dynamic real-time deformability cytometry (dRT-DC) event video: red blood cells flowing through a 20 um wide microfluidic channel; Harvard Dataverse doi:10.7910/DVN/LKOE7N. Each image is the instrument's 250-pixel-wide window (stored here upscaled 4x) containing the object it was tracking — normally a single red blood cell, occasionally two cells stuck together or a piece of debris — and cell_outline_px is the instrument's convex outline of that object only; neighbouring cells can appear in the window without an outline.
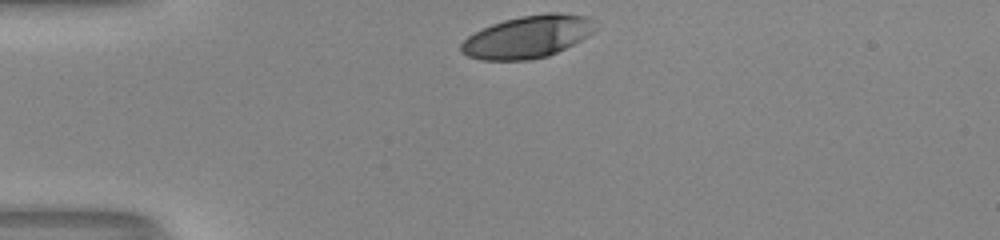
{"species": "human", "species_latin": "Homo sapiens", "temperature_condition": "room temperature", "stored_images_in_passage": 30, "camera_frame_rate_fps": 3000, "um_per_image_px": 0.085, "donor": {"sex": "male"}, "frame": {"image": 1, "passage_image": 1, "time_ms": 0.0, "image_size_px": [1000, 240], "cell_outline_px": [[592, 32], [580, 40], [548, 56], [528, 60], [480, 60], [468, 56], [460, 52], [460, 44], [468, 36], [492, 24], [504, 20], [520, 16], [548, 12], [556, 12], [588, 16]], "centroid_in_image_um": [44.77, 3.13], "position_along_channel_um": 40.2, "area_um2": 32.6}}
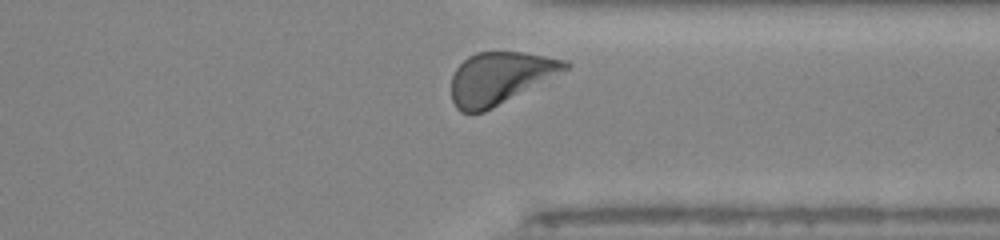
{"frame": {"image": 2, "passage_image": 29, "time_ms": 9.333, "image_size_px": [1000, 240], "cell_outline_px": [[572, 64], [568, 68], [492, 108], [484, 112], [460, 112], [456, 108], [452, 100], [452, 76], [456, 68], [468, 56], [476, 52], [524, 52], [568, 60]], "centroid_in_image_um": [42.47, 6.61], "position_along_channel_um": 368.9, "area_um2": 33.99}, "authors_computed_cell_mechanics": {"area_um2": 34.391, "velocity_mm_per_s": 3.9404, "shape_relaxation_time_tau1_ms": 1.8245, "shape_relaxation_time_tau2_ms": null, "deformation_change_tau1": 0.1383, "deformation_change_tau2": null}}